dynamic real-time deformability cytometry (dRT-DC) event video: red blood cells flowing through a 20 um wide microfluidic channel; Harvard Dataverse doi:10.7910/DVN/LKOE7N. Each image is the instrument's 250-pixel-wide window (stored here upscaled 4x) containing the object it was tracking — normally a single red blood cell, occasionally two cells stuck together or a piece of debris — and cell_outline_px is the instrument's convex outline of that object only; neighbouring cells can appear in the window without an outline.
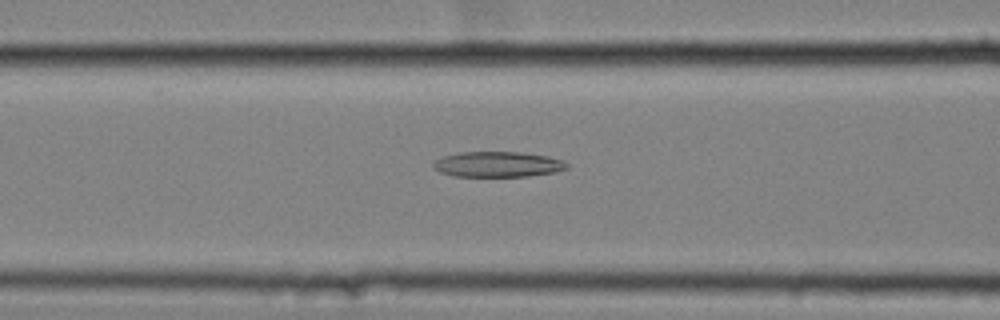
{"species": "common noctule bat (a hibernating species)", "species_latin": "Nyctalus noctula", "temperature_condition": "cold", "stored_images_in_passage": 39, "camera_frame_rate_fps": 3000, "um_per_image_px": 0.085, "animal": {"sex": "female", "body_mass_g": 25.1}, "frame": {"image": 1, "passage_image": 13, "time_ms": 4.0, "image_size_px": [1000, 320], "cell_outline_px": [[568, 168], [556, 172], [528, 176], [452, 176], [440, 172], [432, 168], [432, 164], [436, 160], [444, 156], [460, 152], [520, 152], [548, 156], [564, 160], [568, 164]], "centroid_in_image_um": [42.32, 13.97], "position_along_channel_um": 124.3, "area_um2": 19.88}}
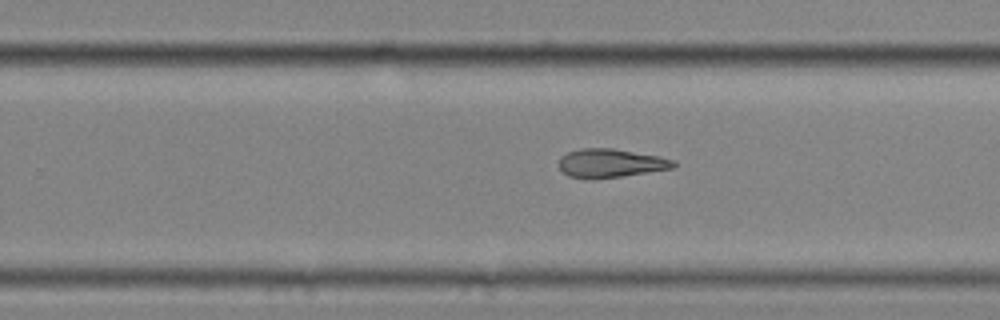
{"frame": {"image": 2, "passage_image": 26, "time_ms": 8.333, "image_size_px": [1000, 320], "cell_outline_px": [[676, 168], [592, 180], [588, 180], [568, 176], [560, 168], [560, 156], [568, 152], [580, 148], [612, 148], [660, 156], [676, 160]], "centroid_in_image_um": [51.92, 13.87], "position_along_channel_um": 277.9, "area_um2": 19.36}}
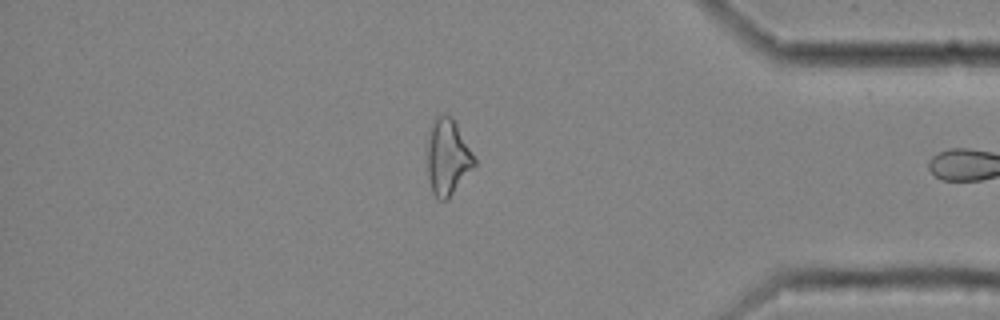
{"frame": {"image": 3, "passage_image": 38, "time_ms": 12.333, "image_size_px": [1000, 320], "cell_outline_px": [[476, 164], [448, 200], [436, 200], [432, 192], [428, 176], [428, 140], [432, 124], [436, 116], [452, 116], [476, 160]], "centroid_in_image_um": [38.05, 13.41], "position_along_channel_um": 397.2, "area_um2": 20.52}}